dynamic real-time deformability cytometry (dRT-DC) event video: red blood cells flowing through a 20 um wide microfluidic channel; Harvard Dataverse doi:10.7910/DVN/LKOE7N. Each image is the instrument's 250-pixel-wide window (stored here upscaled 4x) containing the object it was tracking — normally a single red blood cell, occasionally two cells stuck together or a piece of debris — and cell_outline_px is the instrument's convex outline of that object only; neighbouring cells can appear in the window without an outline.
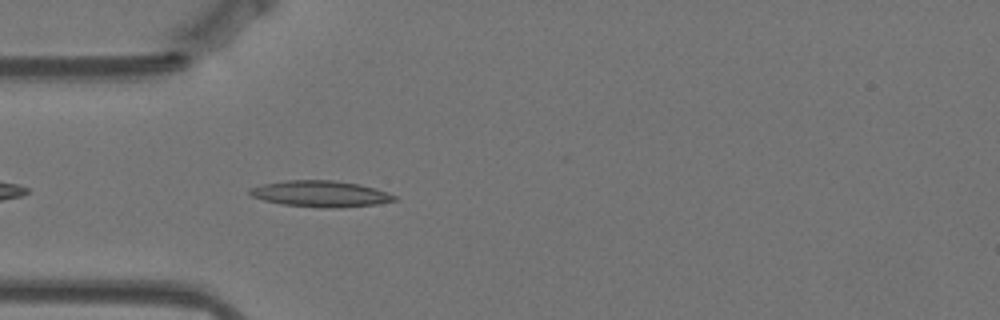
{"species": "Egyptian fruit bat (a non-hibernating species)", "species_latin": "Rousettus aegyptiacus", "temperature_condition": "warm", "stored_images_in_passage": 44, "camera_frame_rate_fps": 3000, "um_per_image_px": 0.085, "animal": {"sex": "female"}, "frame": {"image": 1, "passage_image": 3, "time_ms": 0.667, "image_size_px": [1000, 320], "cell_outline_px": [[400, 200], [376, 204], [340, 208], [320, 208], [284, 204], [264, 200], [252, 196], [248, 192], [248, 188], [264, 184], [288, 180], [332, 180], [360, 184], [388, 192], [396, 196]], "centroid_in_image_um": [27.29, 16.48], "position_along_channel_um": 57.7, "area_um2": 22.14}}
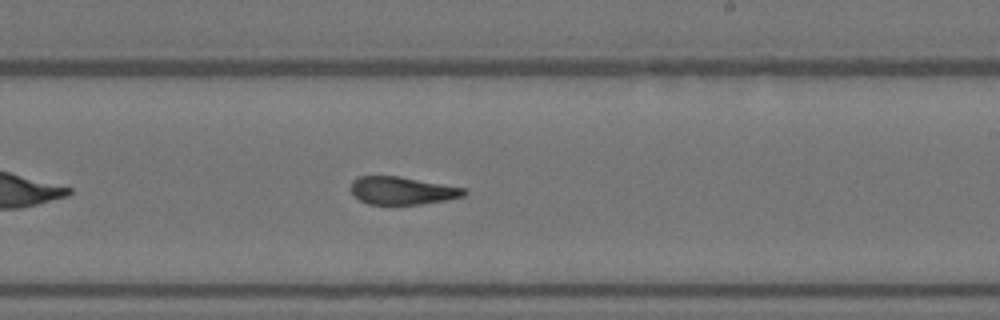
{"frame": {"image": 2, "passage_image": 20, "time_ms": 6.333, "image_size_px": [1000, 320], "cell_outline_px": [[468, 192], [464, 196], [444, 200], [420, 204], [368, 204], [360, 200], [352, 192], [352, 180], [360, 176], [400, 176], [464, 188]], "centroid_in_image_um": [34.19, 16.2], "position_along_channel_um": 254.8, "area_um2": 18.09}}
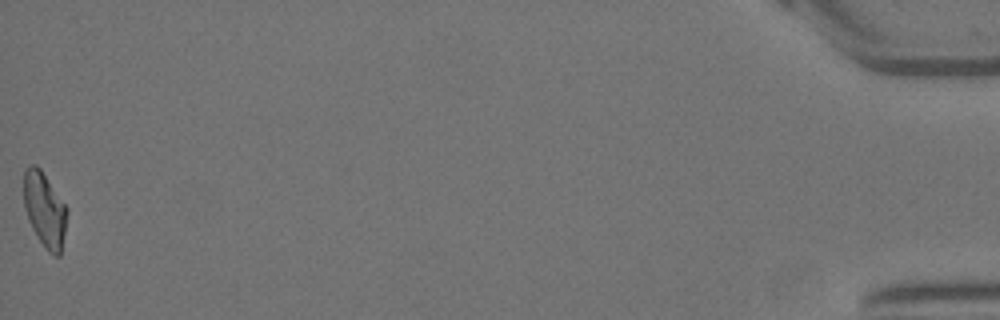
{"frame": {"image": 3, "passage_image": 44, "time_ms": 14.333, "image_size_px": [1000, 320], "cell_outline_px": [[68, 212], [60, 256], [52, 256], [44, 248], [32, 228], [28, 220], [24, 208], [24, 168], [32, 164], [36, 164], [40, 168], [68, 208]], "centroid_in_image_um": [3.79, 17.83], "position_along_channel_um": 431.4, "area_um2": 19.02}, "authors_computed_cell_mechanics": {"area_um2": 19.4786, "velocity_mm_per_s": 3.5094, "shape_relaxation_time_tau1_ms": 9.5321, "shape_relaxation_time_tau2_ms": 1.9062, "deformation_change_tau1": 0.2556, "deformation_change_tau2": 0.0967}}